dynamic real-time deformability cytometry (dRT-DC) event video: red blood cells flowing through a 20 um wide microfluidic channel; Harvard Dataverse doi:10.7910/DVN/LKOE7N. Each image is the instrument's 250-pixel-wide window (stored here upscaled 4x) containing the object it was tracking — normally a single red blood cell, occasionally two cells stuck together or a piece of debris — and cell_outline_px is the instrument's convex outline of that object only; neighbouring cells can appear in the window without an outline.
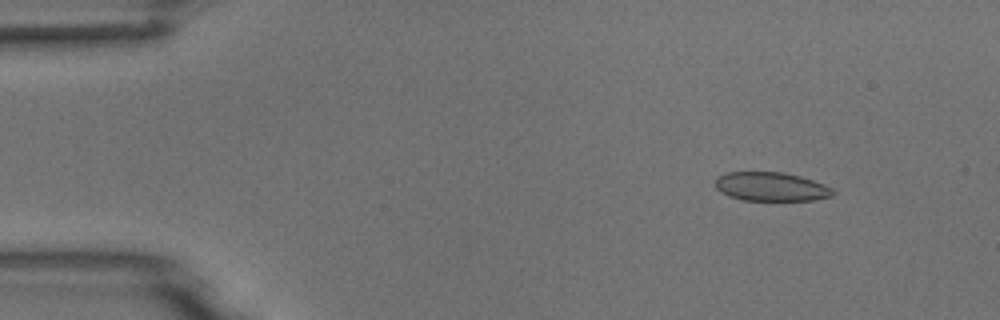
{"species": "common noctule bat (a hibernating species)", "species_latin": "Nyctalus noctula", "temperature_condition": "room temperature", "stored_images_in_passage": 6, "camera_frame_rate_fps": 3000, "um_per_image_px": 0.085, "animal": {"sex": "male", "body_mass_g": 18.8}, "frame": {"image": 1, "passage_image": 2, "time_ms": 1.333, "image_size_px": [1000, 320], "cell_outline_px": [[836, 192], [832, 196], [812, 200], [744, 200], [728, 196], [720, 192], [716, 188], [716, 176], [728, 172], [784, 172], [800, 176], [824, 184], [832, 188]], "centroid_in_image_um": [65.53, 15.86], "position_along_channel_um": 19.5, "area_um2": 19.83}}
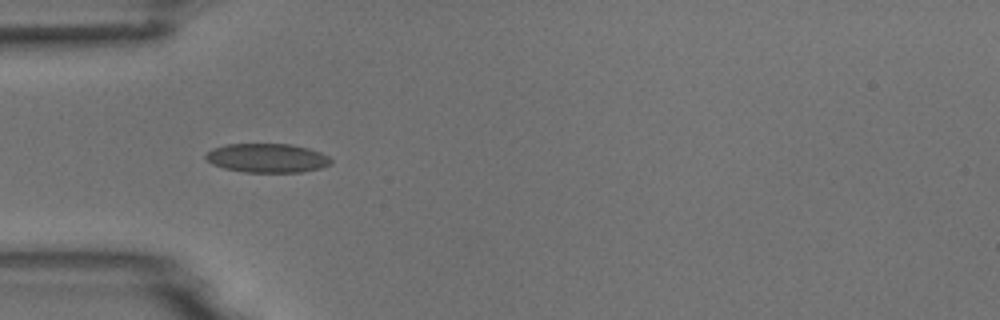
{"frame": {"image": 2, "passage_image": 5, "time_ms": 4.667, "image_size_px": [1000, 320], "cell_outline_px": [[332, 160], [328, 164], [320, 168], [300, 172], [244, 172], [224, 168], [212, 164], [204, 156], [212, 148], [224, 144], [292, 144], [308, 148], [320, 152], [328, 156]], "centroid_in_image_um": [22.68, 13.42], "position_along_channel_um": 62.3, "area_um2": 21.1}}